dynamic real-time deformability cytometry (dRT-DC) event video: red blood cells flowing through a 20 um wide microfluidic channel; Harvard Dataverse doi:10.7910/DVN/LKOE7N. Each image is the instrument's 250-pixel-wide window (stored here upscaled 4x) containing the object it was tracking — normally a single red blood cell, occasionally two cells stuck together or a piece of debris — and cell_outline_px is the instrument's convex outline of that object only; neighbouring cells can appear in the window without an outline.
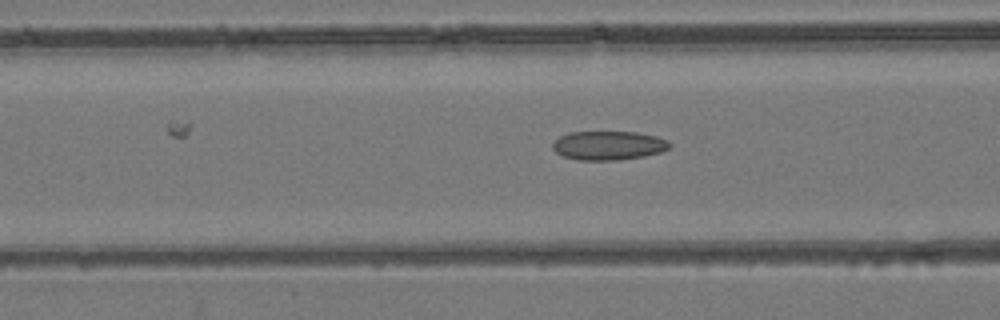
{"species": "common noctule bat (a hibernating species)", "species_latin": "Nyctalus noctula", "temperature_condition": "room temperature", "stored_images_in_passage": 38, "camera_frame_rate_fps": 3000, "um_per_image_px": 0.085, "animal": {"sex": "female", "body_mass_g": 24.6, "forearm_length_mm": 56.2}, "frame": {"image": 1, "passage_image": 8, "time_ms": 2.333, "image_size_px": [1000, 320], "cell_outline_px": [[672, 144], [668, 148], [660, 152], [644, 156], [616, 160], [576, 160], [564, 156], [556, 152], [552, 148], [552, 144], [560, 136], [568, 132], [636, 132], [656, 136], [668, 140]], "centroid_in_image_um": [51.72, 12.36], "position_along_channel_um": 114.9, "area_um2": 19.71}}
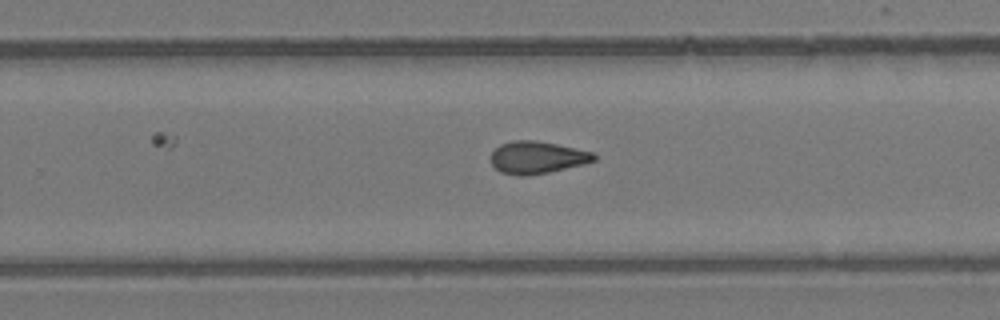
{"frame": {"image": 2, "passage_image": 20, "time_ms": 6.333, "image_size_px": [1000, 320], "cell_outline_px": [[596, 160], [584, 164], [548, 172], [528, 176], [520, 176], [500, 172], [492, 164], [492, 152], [500, 144], [512, 140], [536, 140], [556, 144], [592, 152], [596, 156]], "centroid_in_image_um": [45.64, 13.38], "position_along_channel_um": 284.2, "area_um2": 19.31}}
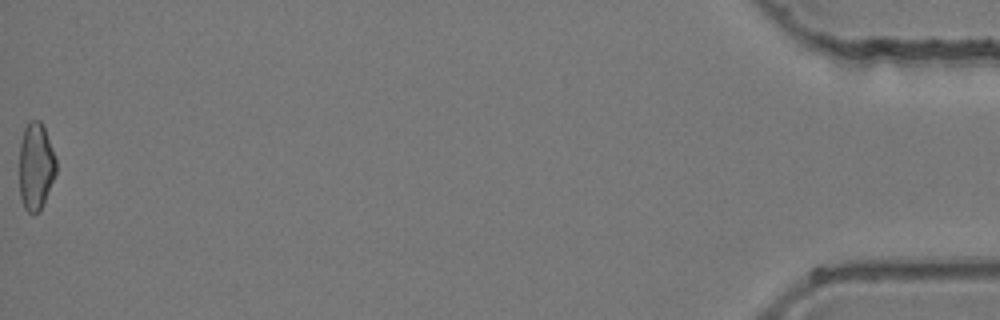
{"frame": {"image": 3, "passage_image": 38, "time_ms": 12.333, "image_size_px": [1000, 320], "cell_outline_px": [[56, 172], [40, 212], [28, 212], [24, 208], [20, 200], [20, 144], [24, 128], [28, 120], [40, 120], [44, 128], [56, 160]], "centroid_in_image_um": [3.03, 14.14], "position_along_channel_um": 432.2, "area_um2": 18.55}}